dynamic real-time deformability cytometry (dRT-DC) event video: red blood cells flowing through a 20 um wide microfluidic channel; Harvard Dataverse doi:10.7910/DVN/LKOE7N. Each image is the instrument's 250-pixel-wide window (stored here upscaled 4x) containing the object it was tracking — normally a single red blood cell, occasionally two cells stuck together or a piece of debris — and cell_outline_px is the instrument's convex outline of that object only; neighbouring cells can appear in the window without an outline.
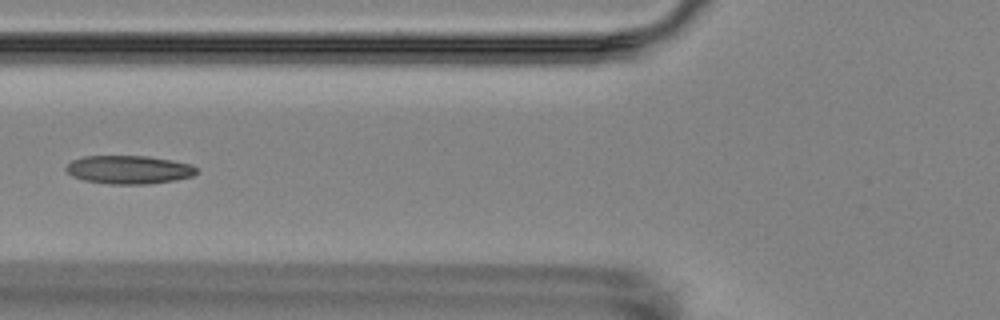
{"species": "Egyptian fruit bat (a non-hibernating species)", "species_latin": "Rousettus aegyptiacus", "temperature_condition": "room temperature", "stored_images_in_passage": 6, "camera_frame_rate_fps": 3000, "um_per_image_px": 0.085, "animal": {"sex": "female"}, "frame": {"image": 1, "passage_image": 6, "time_ms": 6.667, "image_size_px": [1000, 320], "cell_outline_px": [[196, 172], [192, 176], [176, 180], [148, 184], [112, 184], [84, 180], [72, 176], [64, 168], [72, 160], [84, 156], [148, 156], [172, 160], [192, 164], [196, 168]], "centroid_in_image_um": [10.96, 14.42], "position_along_channel_um": 114.8, "area_um2": 21.56}}